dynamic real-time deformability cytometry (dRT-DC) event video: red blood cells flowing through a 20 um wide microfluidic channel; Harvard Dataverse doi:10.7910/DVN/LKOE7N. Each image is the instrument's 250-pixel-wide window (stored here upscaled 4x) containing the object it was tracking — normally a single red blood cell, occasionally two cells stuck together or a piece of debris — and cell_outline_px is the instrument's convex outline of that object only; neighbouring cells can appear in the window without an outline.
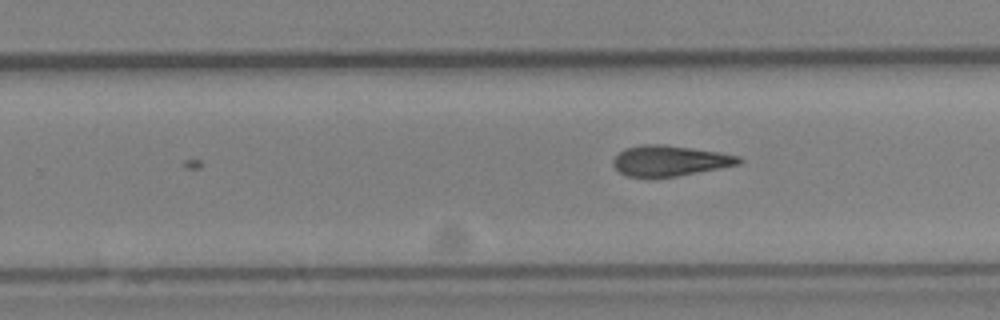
{"species": "Egyptian fruit bat (a non-hibernating species)", "species_latin": "Rousettus aegyptiacus", "temperature_condition": "cold", "stored_images_in_passage": 23, "camera_frame_rate_fps": 3000, "um_per_image_px": 0.085, "animal": {"sex": "female"}, "frame": {"image": 1, "passage_image": 23, "time_ms": 7.333, "image_size_px": [1000, 320], "cell_outline_px": [[744, 160], [740, 164], [676, 176], [628, 176], [620, 172], [612, 164], [612, 160], [624, 148], [640, 144], [664, 144], [716, 152], [740, 156]], "centroid_in_image_um": [56.92, 13.64], "position_along_channel_um": 272.9, "area_um2": 22.02}}